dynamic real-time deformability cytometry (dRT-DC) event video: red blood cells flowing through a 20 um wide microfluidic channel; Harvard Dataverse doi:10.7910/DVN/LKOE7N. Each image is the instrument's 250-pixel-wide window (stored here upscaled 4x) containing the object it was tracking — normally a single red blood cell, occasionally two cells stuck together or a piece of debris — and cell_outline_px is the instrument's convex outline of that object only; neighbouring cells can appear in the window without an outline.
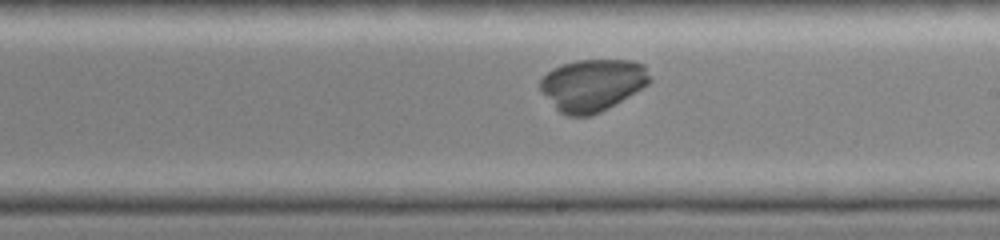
{"species": "common noctule bat (a hibernating species)", "species_latin": "Nyctalus noctula", "temperature_condition": "cold", "stored_images_in_passage": 26, "camera_frame_rate_fps": 3000, "um_per_image_px": 0.085, "animal": {"sex": "female", "body_mass_g": 19.0, "forearm_length_mm": 51.5}, "frame": {"image": 1, "passage_image": 14, "time_ms": 4.333, "image_size_px": [1000, 240], "cell_outline_px": [[652, 80], [648, 84], [608, 108], [592, 116], [568, 116], [560, 112], [540, 92], [540, 80], [552, 68], [560, 64], [576, 60], [636, 60], [644, 64], [652, 76]], "centroid_in_image_um": [50.37, 7.21], "position_along_channel_um": 238.6, "area_um2": 33.47}}
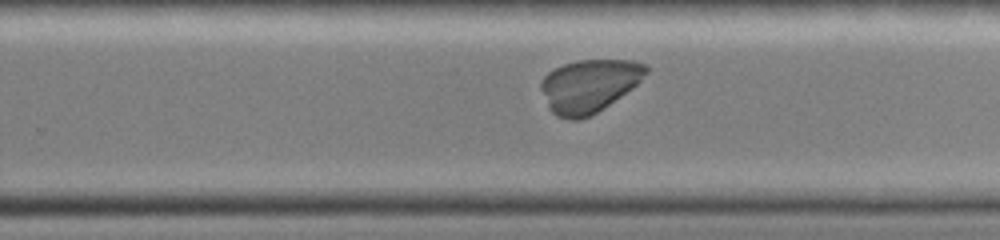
{"frame": {"image": 2, "passage_image": 17, "time_ms": 5.333, "image_size_px": [1000, 240], "cell_outline_px": [[648, 72], [632, 88], [596, 112], [580, 120], [568, 120], [556, 116], [548, 108], [540, 88], [540, 80], [548, 72], [564, 64], [576, 60], [632, 60], [648, 64]], "centroid_in_image_um": [50.04, 7.28], "position_along_channel_um": 279.8, "area_um2": 32.37}}
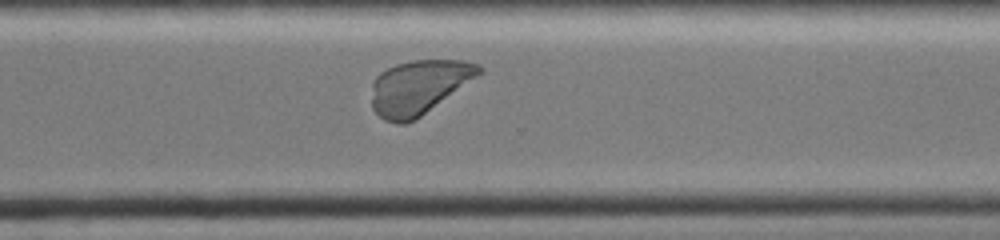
{"frame": {"image": 3, "passage_image": 21, "time_ms": 6.667, "image_size_px": [1000, 240], "cell_outline_px": [[484, 72], [420, 116], [404, 124], [396, 124], [384, 120], [372, 108], [372, 80], [380, 72], [396, 64], [420, 56], [436, 56], [464, 60], [480, 64], [484, 68]], "centroid_in_image_um": [35.63, 7.31], "position_along_channel_um": 335.0, "area_um2": 35.03}}